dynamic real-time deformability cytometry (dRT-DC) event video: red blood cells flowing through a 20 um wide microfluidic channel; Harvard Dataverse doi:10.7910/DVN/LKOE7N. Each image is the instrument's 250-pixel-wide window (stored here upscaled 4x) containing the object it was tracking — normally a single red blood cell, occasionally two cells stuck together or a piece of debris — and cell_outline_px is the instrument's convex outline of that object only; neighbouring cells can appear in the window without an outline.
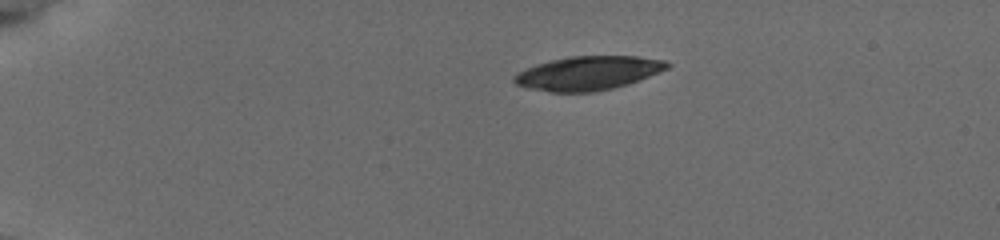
{"species": "common noctule bat (a hibernating species)", "species_latin": "Nyctalus noctula", "temperature_condition": "cold", "stored_images_in_passage": 46, "camera_frame_rate_fps": 3000, "um_per_image_px": 0.085, "animal": {"sex": "female", "body_mass_g": 19.5, "forearm_length_mm": 54.1}, "frame": {"image": 1, "passage_image": 1, "time_ms": 0.0, "image_size_px": [1000, 240], "cell_outline_px": [[672, 64], [668, 68], [648, 76], [612, 88], [592, 92], [552, 92], [532, 88], [516, 84], [512, 80], [520, 72], [536, 64], [568, 56], [636, 56], [664, 60]], "centroid_in_image_um": [50.01, 6.2], "position_along_channel_um": 35.0, "area_um2": 29.59}}